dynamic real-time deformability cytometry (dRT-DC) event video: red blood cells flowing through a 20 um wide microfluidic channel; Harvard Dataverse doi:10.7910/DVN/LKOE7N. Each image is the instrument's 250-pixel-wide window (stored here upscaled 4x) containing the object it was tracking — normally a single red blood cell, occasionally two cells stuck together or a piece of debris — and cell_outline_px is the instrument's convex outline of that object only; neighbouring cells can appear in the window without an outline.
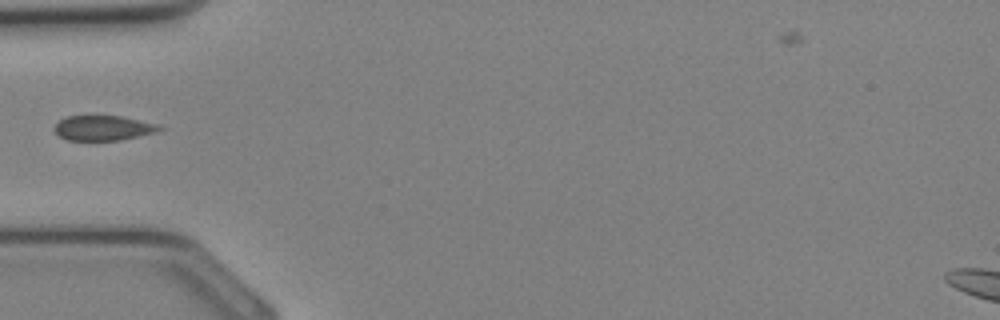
{"species": "Egyptian fruit bat (a non-hibernating species)", "species_latin": "Rousettus aegyptiacus", "temperature_condition": "cold", "stored_images_in_passage": 20, "camera_frame_rate_fps": 3000, "um_per_image_px": 0.085, "animal": {"sex": "female"}, "frame": {"image": 1, "passage_image": 1, "time_ms": 0.0, "image_size_px": [1000, 320], "cell_outline_px": [[164, 128], [156, 132], [120, 140], [68, 140], [60, 136], [52, 128], [60, 120], [68, 116], [120, 116], [160, 124]], "centroid_in_image_um": [8.8, 10.87], "position_along_channel_um": 76.2, "area_um2": 15.2}}
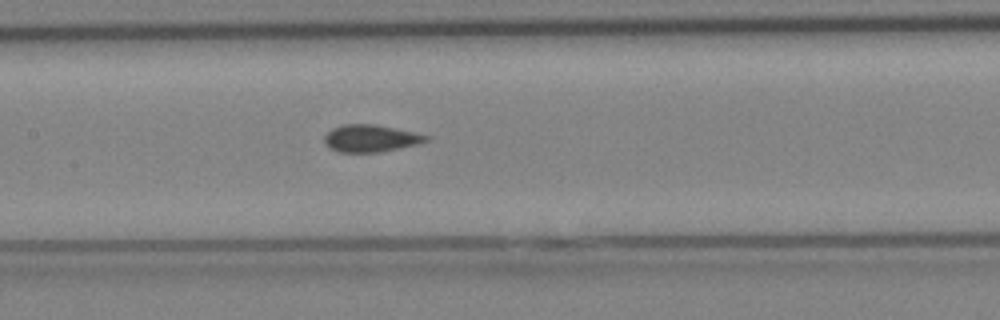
{"frame": {"image": 2, "passage_image": 6, "time_ms": 1.667, "image_size_px": [1000, 320], "cell_outline_px": [[432, 140], [416, 144], [380, 152], [340, 152], [324, 144], [324, 136], [332, 128], [344, 124], [376, 124], [432, 136]], "centroid_in_image_um": [31.53, 11.75], "position_along_channel_um": 175.9, "area_um2": 16.13}}
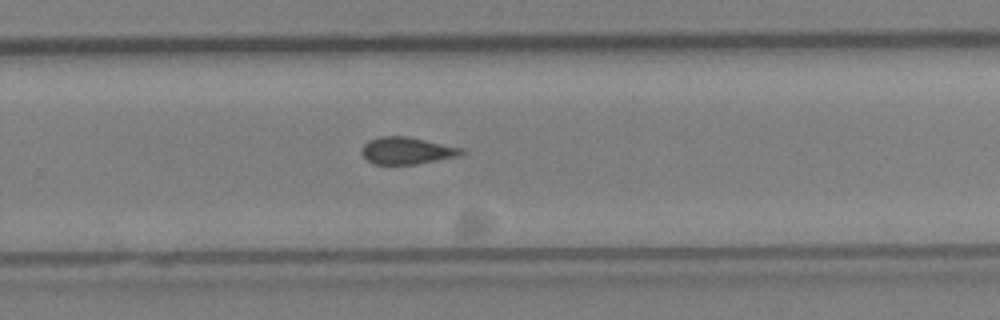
{"frame": {"image": 3, "passage_image": 12, "time_ms": 3.667, "image_size_px": [1000, 320], "cell_outline_px": [[468, 152], [456, 156], [416, 164], [376, 164], [368, 160], [360, 152], [360, 148], [368, 140], [380, 136], [408, 136], [464, 148]], "centroid_in_image_um": [34.58, 12.79], "position_along_channel_um": 295.2, "area_um2": 15.78}}